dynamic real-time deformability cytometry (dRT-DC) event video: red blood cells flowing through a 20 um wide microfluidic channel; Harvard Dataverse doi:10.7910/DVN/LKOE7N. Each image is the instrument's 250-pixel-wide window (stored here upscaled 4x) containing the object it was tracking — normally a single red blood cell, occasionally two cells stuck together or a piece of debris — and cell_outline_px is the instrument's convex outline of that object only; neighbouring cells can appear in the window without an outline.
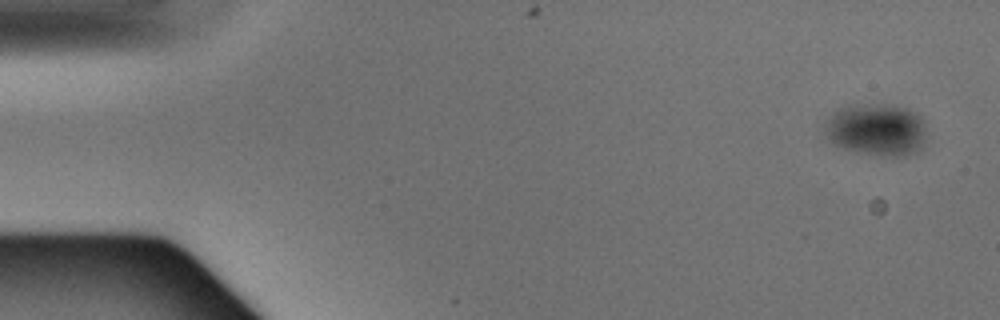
{"species": "Egyptian fruit bat (a non-hibernating species)", "species_latin": "Rousettus aegyptiacus", "temperature_condition": "warm", "stored_images_in_passage": 4, "camera_frame_rate_fps": 3000, "um_per_image_px": 0.085, "animal": {"sex": "male"}, "frame": {"image": 1, "passage_image": 1, "time_ms": 0.0, "image_size_px": [1000, 320], "cell_outline_px": [[924, 144], [916, 152], [904, 156], [880, 156], [860, 152], [844, 148], [828, 140], [824, 132], [824, 128], [832, 112], [848, 104], [892, 104], [908, 108], [920, 116], [924, 120]], "centroid_in_image_um": [74.5, 11.0], "position_along_channel_um": 10.5, "area_um2": 31.27}}